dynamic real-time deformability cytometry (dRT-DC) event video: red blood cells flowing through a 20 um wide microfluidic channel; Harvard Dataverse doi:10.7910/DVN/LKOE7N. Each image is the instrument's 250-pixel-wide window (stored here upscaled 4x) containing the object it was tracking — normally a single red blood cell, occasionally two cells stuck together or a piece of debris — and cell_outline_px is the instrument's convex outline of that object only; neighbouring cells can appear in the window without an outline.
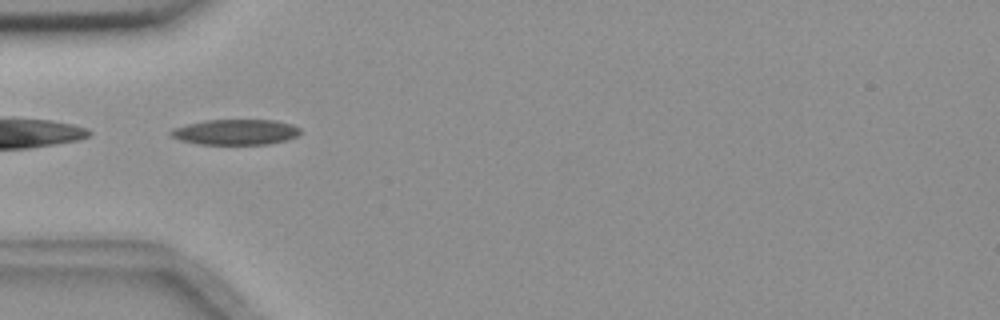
{"species": "common noctule bat (a hibernating species)", "species_latin": "Nyctalus noctula", "temperature_condition": "room temperature", "stored_images_in_passage": 39, "camera_frame_rate_fps": 3000, "um_per_image_px": 0.085, "animal": {"sex": "female", "body_mass_g": 18.4}, "frame": {"image": 1, "passage_image": 1, "time_ms": 0.0, "image_size_px": [1000, 320], "cell_outline_px": [[300, 132], [296, 136], [288, 140], [268, 144], [196, 144], [180, 140], [168, 136], [168, 132], [176, 128], [188, 124], [204, 120], [276, 120], [292, 124], [300, 128]], "centroid_in_image_um": [20.02, 11.23], "position_along_channel_um": 65.0, "area_um2": 19.31}}
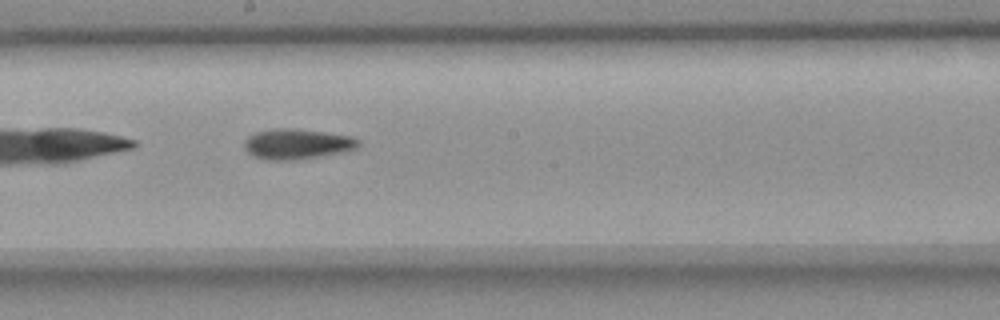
{"frame": {"image": 2, "passage_image": 14, "time_ms": 4.333, "image_size_px": [1000, 320], "cell_outline_px": [[360, 144], [356, 148], [340, 152], [296, 160], [264, 160], [248, 152], [244, 148], [244, 140], [248, 136], [256, 132], [272, 128], [296, 128], [352, 136], [360, 140]], "centroid_in_image_um": [25.22, 12.22], "position_along_channel_um": 223.0, "area_um2": 20.17}}
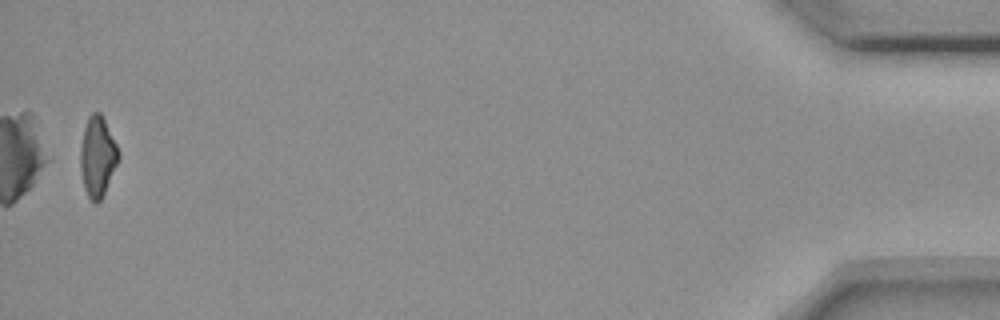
{"frame": {"image": 3, "passage_image": 38, "time_ms": 12.333, "image_size_px": [1000, 320], "cell_outline_px": [[120, 160], [100, 200], [96, 204], [88, 196], [84, 188], [80, 168], [80, 148], [84, 128], [88, 116], [92, 112], [100, 112], [120, 152]], "centroid_in_image_um": [8.29, 13.31], "position_along_channel_um": 426.9, "area_um2": 17.74}, "authors_computed_cell_mechanics": {"area_um2": 18.9006, "velocity_mm_per_s": 3.6769, "shape_relaxation_time_tau1_ms": null, "shape_relaxation_time_tau2_ms": 6.2728, "deformation_change_tau1": null, "deformation_change_tau2": 0.1544}}